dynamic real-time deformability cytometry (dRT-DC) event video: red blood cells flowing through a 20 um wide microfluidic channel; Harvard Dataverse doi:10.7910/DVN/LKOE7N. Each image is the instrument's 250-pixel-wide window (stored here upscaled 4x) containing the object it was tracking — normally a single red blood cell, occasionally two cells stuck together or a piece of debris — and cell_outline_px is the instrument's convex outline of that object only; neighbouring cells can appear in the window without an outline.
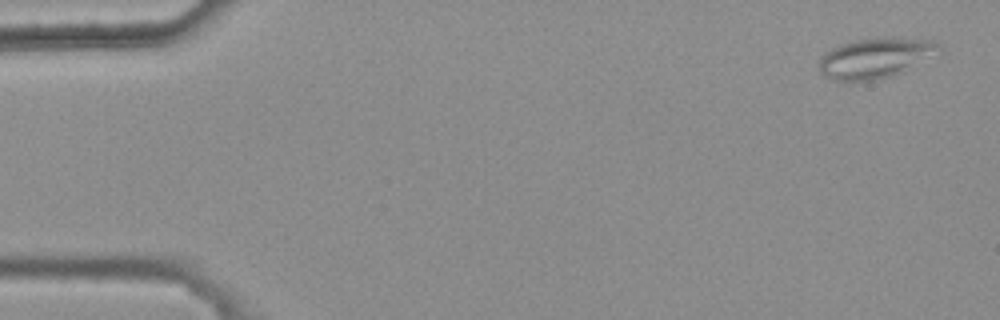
{"species": "common noctule bat (a hibernating species)", "species_latin": "Nyctalus noctula", "temperature_condition": "warm", "stored_images_in_passage": 5, "camera_frame_rate_fps": 3000, "um_per_image_px": 0.085, "animal": {"sex": "female", "body_mass_g": 25.1}, "frame": {"image": 1, "passage_image": 1, "time_ms": 0.0, "image_size_px": [1000, 320], "cell_outline_px": [[940, 44], [904, 72], [892, 76], [876, 80], [832, 80], [824, 76], [820, 72], [820, 56], [824, 52], [840, 44], [856, 40], [876, 36], [888, 36], [936, 40]], "centroid_in_image_um": [74.28, 4.9], "position_along_channel_um": 10.7, "area_um2": 27.63}}